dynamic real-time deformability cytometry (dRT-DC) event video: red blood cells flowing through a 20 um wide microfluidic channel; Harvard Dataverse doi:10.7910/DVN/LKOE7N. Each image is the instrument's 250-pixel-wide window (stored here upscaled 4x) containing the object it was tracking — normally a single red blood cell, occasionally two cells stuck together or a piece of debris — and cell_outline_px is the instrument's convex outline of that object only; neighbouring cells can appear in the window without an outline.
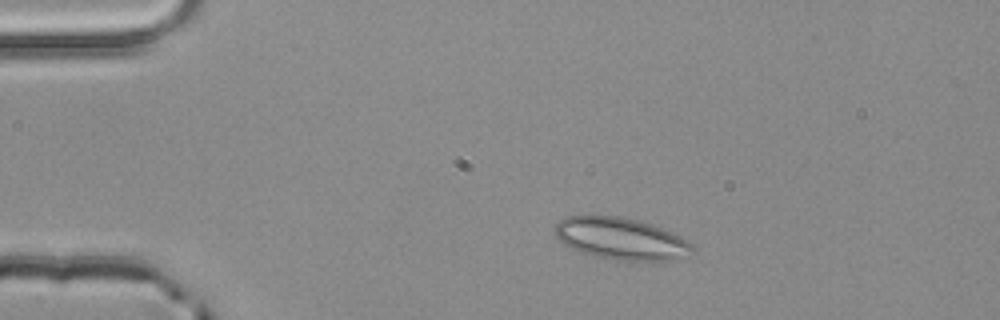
{"species": "common noctule bat (a hibernating species)", "species_latin": "Nyctalus noctula", "temperature_condition": "room temperature", "stored_images_in_passage": 2, "camera_frame_rate_fps": 3000, "um_per_image_px": 0.085, "animal": {"sex": "male", "body_mass_g": 20.4}, "frame": {"image": 1, "passage_image": 1, "time_ms": 0.0, "image_size_px": [1000, 320], "cell_outline_px": [[696, 252], [664, 264], [616, 260], [596, 256], [572, 248], [564, 244], [556, 236], [556, 224], [560, 220], [568, 216], [620, 216], [652, 224], [672, 232], [688, 240], [696, 248]], "centroid_in_image_um": [52.92, 20.34], "position_along_channel_um": 32.1, "area_um2": 34.22}}